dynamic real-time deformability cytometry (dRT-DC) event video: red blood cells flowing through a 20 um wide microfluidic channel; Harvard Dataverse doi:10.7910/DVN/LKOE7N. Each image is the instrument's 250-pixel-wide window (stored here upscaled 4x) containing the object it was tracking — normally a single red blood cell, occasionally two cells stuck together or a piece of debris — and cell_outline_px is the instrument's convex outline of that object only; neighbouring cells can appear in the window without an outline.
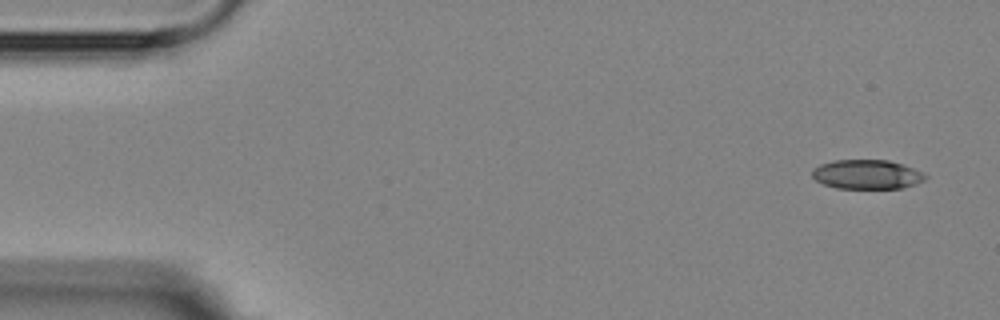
{"species": "Egyptian fruit bat (a non-hibernating species)", "species_latin": "Rousettus aegyptiacus", "temperature_condition": "room temperature", "stored_images_in_passage": 5, "camera_frame_rate_fps": 3000, "um_per_image_px": 0.085, "animal": {"sex": "female"}, "frame": {"image": 1, "passage_image": 1, "time_ms": 0.0, "image_size_px": [1000, 320], "cell_outline_px": [[928, 176], [924, 180], [916, 184], [904, 188], [836, 188], [824, 184], [816, 180], [812, 176], [812, 168], [820, 164], [832, 160], [888, 160], [924, 172]], "centroid_in_image_um": [73.68, 14.82], "position_along_channel_um": 11.3, "area_um2": 19.36}}
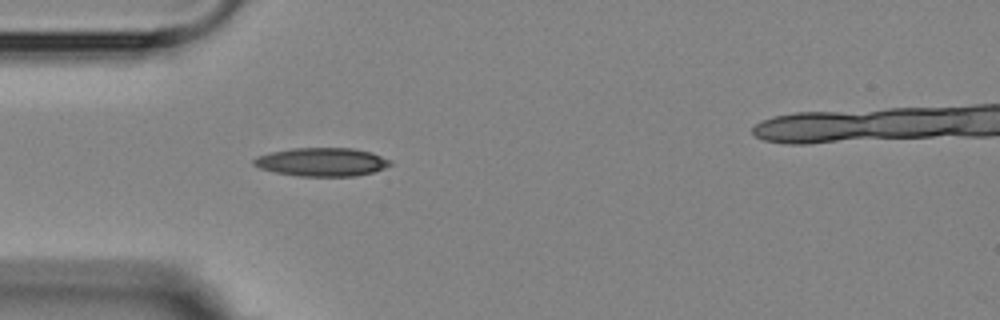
{"frame": {"image": 2, "passage_image": 4, "time_ms": 4.333, "image_size_px": [1000, 320], "cell_outline_px": [[392, 164], [384, 168], [372, 172], [356, 176], [300, 176], [276, 172], [260, 168], [252, 164], [252, 160], [256, 156], [272, 152], [292, 148], [352, 148], [372, 152], [392, 160]], "centroid_in_image_um": [27.37, 13.76], "position_along_channel_um": 57.6, "area_um2": 22.66}}